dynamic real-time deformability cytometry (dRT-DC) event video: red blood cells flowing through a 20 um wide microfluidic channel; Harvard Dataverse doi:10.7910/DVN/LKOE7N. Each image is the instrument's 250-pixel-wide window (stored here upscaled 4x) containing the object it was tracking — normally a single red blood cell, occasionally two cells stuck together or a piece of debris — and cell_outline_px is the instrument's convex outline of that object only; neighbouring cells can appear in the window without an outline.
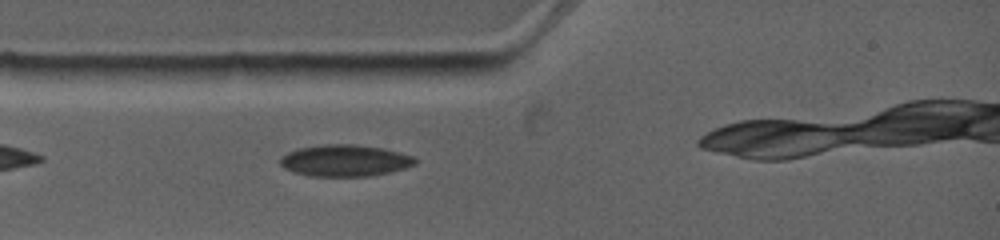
{"species": "common noctule bat (a hibernating species)", "species_latin": "Nyctalus noctula", "temperature_condition": "warm", "stored_images_in_passage": 2, "camera_frame_rate_fps": 4500, "um_per_image_px": 0.085, "animal": {"sex": "female", "body_mass_g": 19.0, "forearm_length_mm": 53.3}, "frame": {"image": 1, "passage_image": 2, "time_ms": 0.889, "image_size_px": [1000, 240], "cell_outline_px": [[416, 164], [404, 168], [388, 172], [368, 176], [312, 176], [292, 172], [284, 168], [280, 164], [280, 156], [288, 152], [300, 148], [324, 144], [356, 144], [384, 148], [400, 152], [412, 156], [416, 160]], "centroid_in_image_um": [29.3, 13.64], "position_along_channel_um": 55.7, "area_um2": 24.85}}